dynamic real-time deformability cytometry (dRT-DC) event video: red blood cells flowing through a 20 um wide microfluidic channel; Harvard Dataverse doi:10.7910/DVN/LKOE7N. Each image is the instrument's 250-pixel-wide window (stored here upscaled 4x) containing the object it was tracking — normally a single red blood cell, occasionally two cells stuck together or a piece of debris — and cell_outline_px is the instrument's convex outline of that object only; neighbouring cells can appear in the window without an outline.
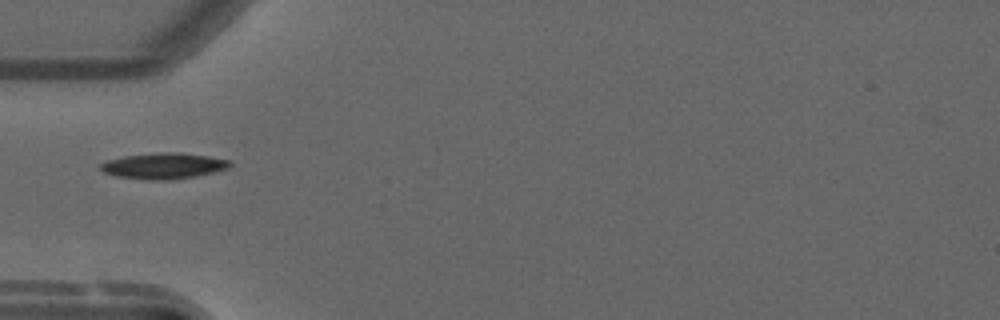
{"species": "common noctule bat (a hibernating species)", "species_latin": "Nyctalus noctula", "temperature_condition": "warm", "stored_images_in_passage": 5, "camera_frame_rate_fps": 3000, "um_per_image_px": 0.085, "animal": {"sex": "male", "forearm_length_mm": 52.5}, "frame": {"image": 1, "passage_image": 1, "time_ms": 0.0, "image_size_px": [1000, 320], "cell_outline_px": [[232, 164], [228, 168], [216, 172], [196, 176], [168, 180], [148, 180], [116, 176], [104, 172], [96, 168], [100, 164], [108, 160], [124, 156], [160, 152], [180, 152], [208, 156], [232, 160]], "centroid_in_image_um": [13.92, 14.1], "position_along_channel_um": 71.1, "area_um2": 19.77}}
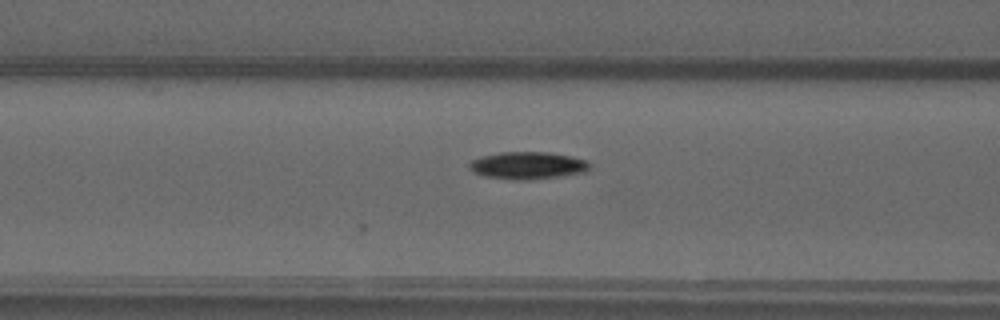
{"frame": {"image": 2, "passage_image": 5, "time_ms": 1.333, "image_size_px": [1000, 320], "cell_outline_px": [[592, 168], [588, 172], [560, 176], [528, 180], [516, 180], [484, 176], [472, 172], [468, 168], [468, 164], [472, 160], [484, 156], [500, 152], [548, 152], [588, 160], [592, 164]], "centroid_in_image_um": [44.89, 14.07], "position_along_channel_um": 121.7, "area_um2": 19.36}}